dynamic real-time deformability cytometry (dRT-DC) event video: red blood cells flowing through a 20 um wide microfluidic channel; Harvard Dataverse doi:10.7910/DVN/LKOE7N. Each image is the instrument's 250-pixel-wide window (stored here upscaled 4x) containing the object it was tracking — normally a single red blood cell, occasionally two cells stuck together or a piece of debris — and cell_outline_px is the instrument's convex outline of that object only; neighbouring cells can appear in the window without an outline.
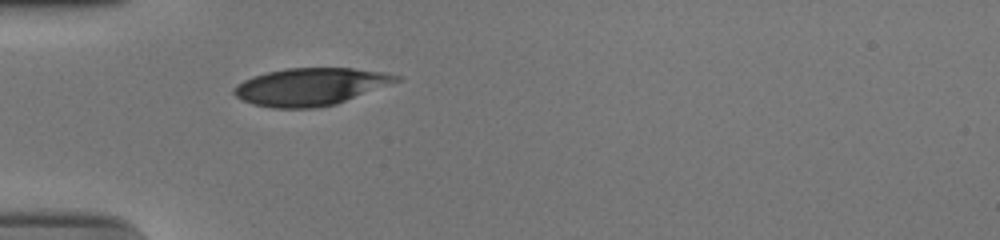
{"species": "human", "species_latin": "Homo sapiens", "temperature_condition": "cold", "stored_images_in_passage": 30, "camera_frame_rate_fps": 3000, "um_per_image_px": 0.085, "donor": {"sex": "male"}, "frame": {"image": 1, "passage_image": 1, "time_ms": 0.0, "image_size_px": [1000, 240], "cell_outline_px": [[404, 80], [336, 104], [316, 108], [272, 108], [252, 104], [236, 96], [232, 92], [232, 88], [236, 84], [252, 76], [284, 68], [352, 68], [384, 72], [404, 76]], "centroid_in_image_um": [26.43, 7.36], "position_along_channel_um": 58.6, "area_um2": 35.78}}
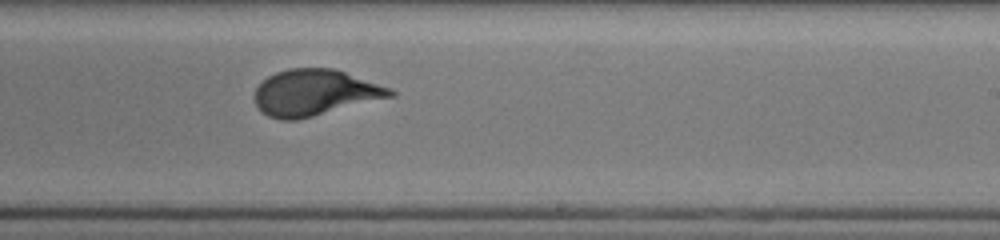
{"frame": {"image": 2, "passage_image": 18, "time_ms": 5.667, "image_size_px": [1000, 240], "cell_outline_px": [[396, 96], [296, 120], [280, 120], [268, 116], [260, 112], [252, 96], [256, 88], [268, 76], [276, 72], [288, 68], [332, 68], [392, 88], [396, 92]], "centroid_in_image_um": [26.74, 7.88], "position_along_channel_um": 262.3, "area_um2": 36.59}}
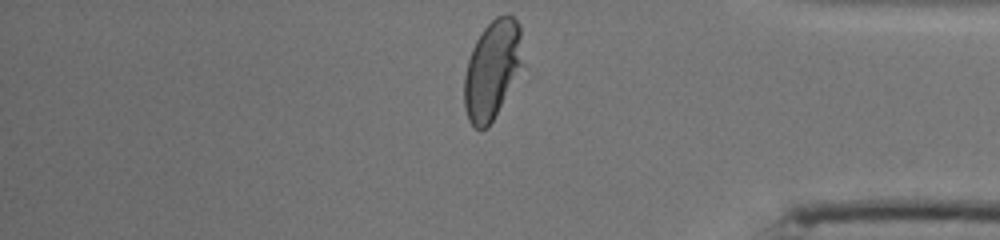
{"frame": {"image": 3, "passage_image": 30, "time_ms": 9.667, "image_size_px": [1000, 240], "cell_outline_px": [[524, 64], [488, 128], [480, 132], [468, 120], [464, 108], [464, 76], [468, 60], [472, 48], [476, 40], [484, 28], [496, 16], [504, 12], [508, 12], [520, 24]], "centroid_in_image_um": [41.85, 5.9], "position_along_channel_um": 393.4, "area_um2": 34.04}, "authors_computed_cell_mechanics": {"area_um2": 36.5874, "velocity_mm_per_s": 3.7246, "shape_relaxation_time_tau1_ms": 4.1631, "shape_relaxation_time_tau2_ms": null, "deformation_change_tau1": 0.1927, "deformation_change_tau2": null}}